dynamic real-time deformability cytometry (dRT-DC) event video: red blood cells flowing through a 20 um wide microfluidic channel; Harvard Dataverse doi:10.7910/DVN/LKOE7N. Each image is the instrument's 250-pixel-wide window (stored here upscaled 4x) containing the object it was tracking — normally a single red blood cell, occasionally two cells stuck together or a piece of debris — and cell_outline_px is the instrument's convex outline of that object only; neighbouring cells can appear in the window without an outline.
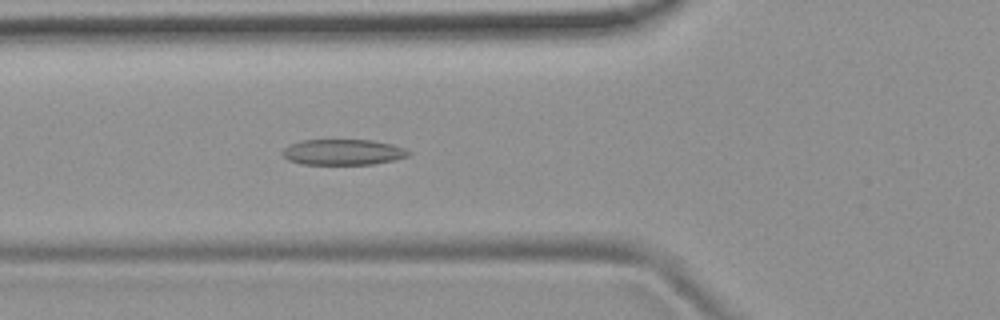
{"species": "common noctule bat (a hibernating species)", "species_latin": "Nyctalus noctula", "temperature_condition": "room temperature", "stored_images_in_passage": 42, "camera_frame_rate_fps": 3000, "um_per_image_px": 0.085, "animal": {"sex": "female", "body_mass_g": 19.9}, "frame": {"image": 1, "passage_image": 8, "time_ms": 2.333, "image_size_px": [1000, 320], "cell_outline_px": [[412, 152], [408, 156], [392, 160], [372, 164], [300, 164], [288, 160], [280, 152], [284, 148], [300, 140], [372, 140], [392, 144], [404, 148]], "centroid_in_image_um": [29.14, 12.93], "position_along_channel_um": 96.7, "area_um2": 18.84}}
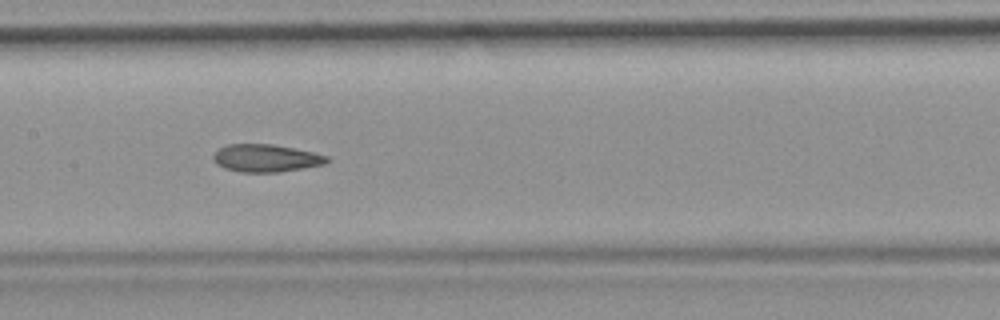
{"frame": {"image": 2, "passage_image": 15, "time_ms": 4.667, "image_size_px": [1000, 320], "cell_outline_px": [[332, 160], [324, 164], [304, 168], [280, 172], [240, 172], [224, 168], [216, 164], [212, 160], [212, 156], [220, 148], [228, 144], [272, 144], [312, 152], [328, 156]], "centroid_in_image_um": [22.6, 13.45], "position_along_channel_um": 184.8, "area_um2": 18.32}}
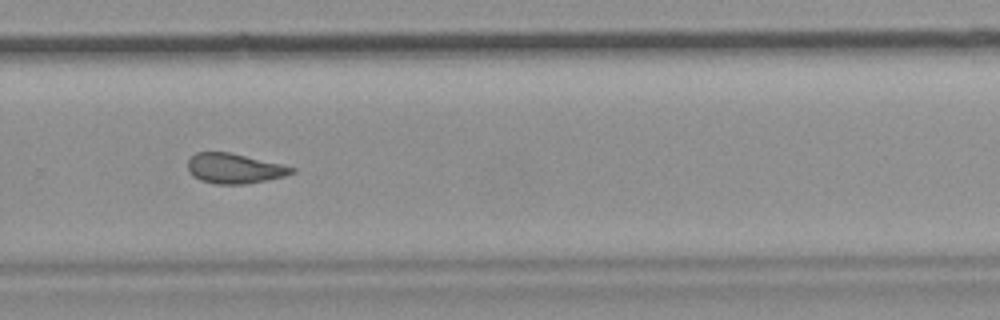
{"frame": {"image": 3, "passage_image": 25, "time_ms": 8.0, "image_size_px": [1000, 320], "cell_outline_px": [[296, 172], [284, 176], [268, 180], [244, 184], [216, 184], [200, 180], [192, 176], [188, 172], [188, 160], [196, 152], [228, 152], [280, 164], [296, 168]], "centroid_in_image_um": [19.9, 14.33], "position_along_channel_um": 309.9, "area_um2": 18.09}, "authors_computed_cell_mechanics": {"area_um2": 18.8428, "velocity_mm_per_s": 3.7722, "shape_relaxation_time_tau1_ms": null, "shape_relaxation_time_tau2_ms": 2.4859, "deformation_change_tau1": null, "deformation_change_tau2": 0.0965}}